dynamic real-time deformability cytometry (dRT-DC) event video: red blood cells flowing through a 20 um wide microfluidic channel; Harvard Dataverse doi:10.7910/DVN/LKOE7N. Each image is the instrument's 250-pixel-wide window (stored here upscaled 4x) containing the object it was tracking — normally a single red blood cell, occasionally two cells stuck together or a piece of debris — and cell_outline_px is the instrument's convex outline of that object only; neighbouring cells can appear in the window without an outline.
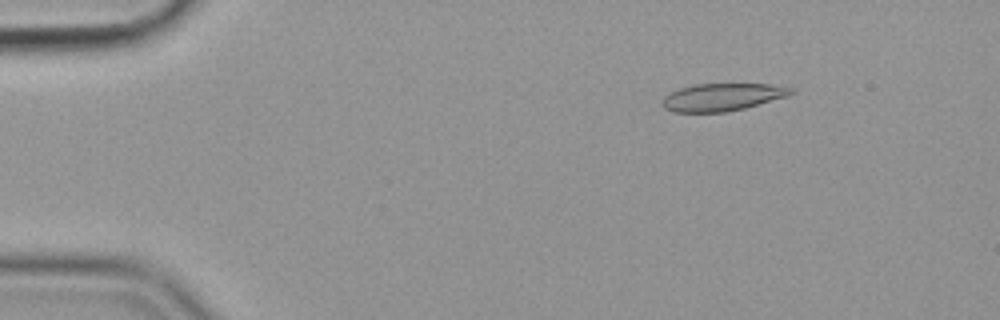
{"species": "common noctule bat (a hibernating species)", "species_latin": "Nyctalus noctula", "temperature_condition": "cold", "stored_images_in_passage": 50, "camera_frame_rate_fps": 3000, "um_per_image_px": 0.085, "animal": {"sex": "female", "body_mass_g": 19.9}, "frame": {"image": 1, "passage_image": 2, "time_ms": 0.333, "image_size_px": [1000, 320], "cell_outline_px": [[796, 92], [788, 96], [744, 108], [724, 112], [672, 112], [664, 108], [664, 96], [680, 88], [696, 84], [772, 84], [796, 88]], "centroid_in_image_um": [61.46, 8.24], "position_along_channel_um": 23.5, "area_um2": 20.58}}
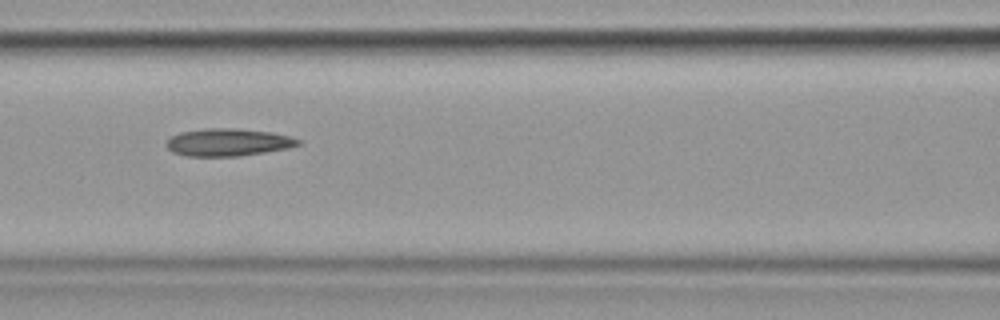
{"frame": {"image": 2, "passage_image": 19, "time_ms": 6.0, "image_size_px": [1000, 320], "cell_outline_px": [[304, 144], [288, 148], [240, 156], [184, 156], [172, 152], [164, 144], [172, 136], [180, 132], [204, 128], [236, 128], [272, 132], [292, 136], [304, 140]], "centroid_in_image_um": [19.44, 12.09], "position_along_channel_um": 147.2, "area_um2": 21.5}}
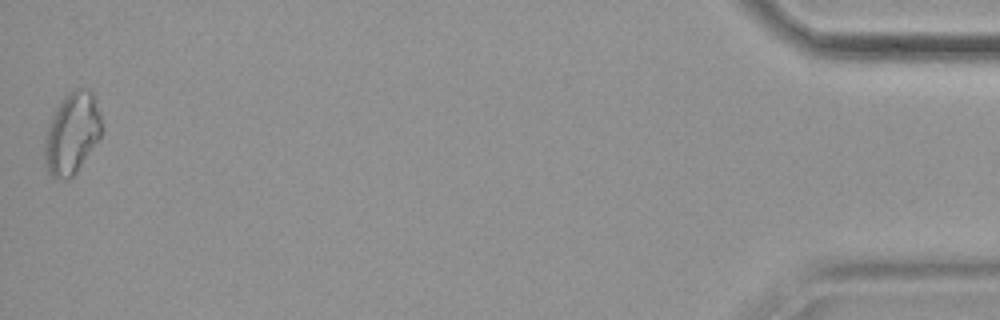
{"frame": {"image": 3, "passage_image": 50, "time_ms": 16.333, "image_size_px": [1000, 320], "cell_outline_px": [[100, 136], [76, 172], [68, 180], [52, 176], [48, 172], [44, 160], [44, 140], [48, 124], [56, 108], [64, 96], [68, 92], [76, 88], [88, 88], [96, 96], [100, 112]], "centroid_in_image_um": [6.1, 11.29], "position_along_channel_um": 429.1, "area_um2": 26.99}}